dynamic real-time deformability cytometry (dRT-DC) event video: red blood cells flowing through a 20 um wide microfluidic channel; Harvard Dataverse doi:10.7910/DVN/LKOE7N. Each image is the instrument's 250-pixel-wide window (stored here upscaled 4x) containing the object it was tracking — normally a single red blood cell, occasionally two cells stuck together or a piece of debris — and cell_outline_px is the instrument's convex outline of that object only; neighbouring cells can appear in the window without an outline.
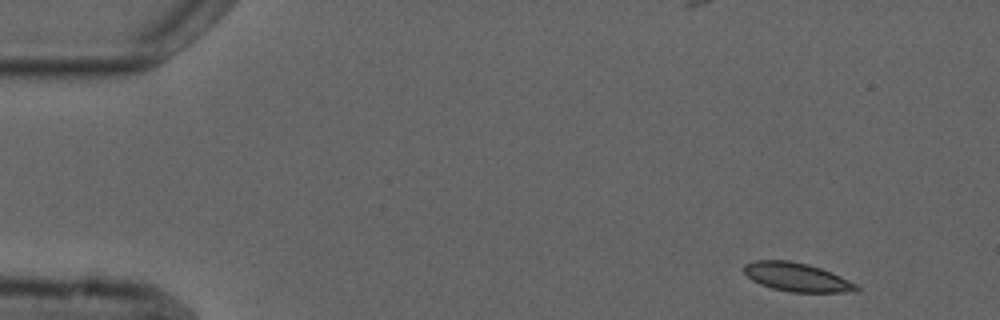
{"species": "common noctule bat (a hibernating species)", "species_latin": "Nyctalus noctula", "temperature_condition": "cold", "stored_images_in_passage": 4, "camera_frame_rate_fps": 3000, "um_per_image_px": 0.085, "animal": {"sex": "male", "forearm_length_mm": 52.5}, "frame": {"image": 1, "passage_image": 1, "time_ms": 0.0, "image_size_px": [1000, 320], "cell_outline_px": [[860, 288], [856, 292], [792, 292], [772, 288], [760, 284], [752, 280], [744, 272], [744, 264], [756, 260], [788, 260], [808, 264], [832, 272], [856, 284]], "centroid_in_image_um": [67.73, 23.55], "position_along_channel_um": 17.3, "area_um2": 18.73}}
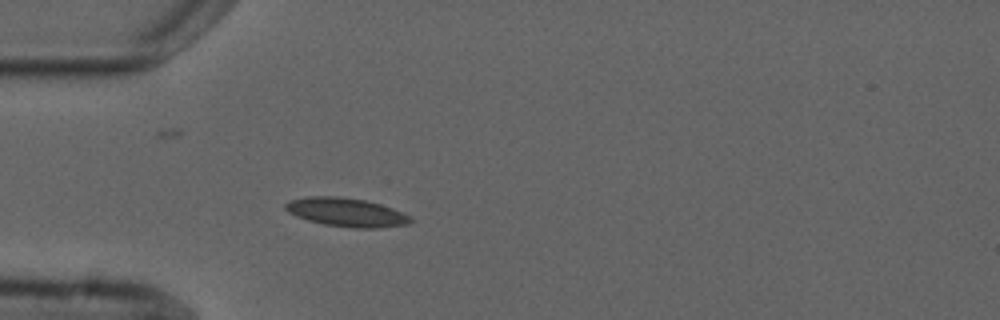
{"frame": {"image": 2, "passage_image": 4, "time_ms": 3.667, "image_size_px": [1000, 320], "cell_outline_px": [[416, 220], [408, 224], [380, 228], [352, 228], [324, 224], [308, 220], [296, 216], [288, 212], [284, 208], [284, 204], [292, 200], [308, 196], [336, 196], [364, 200], [380, 204], [392, 208], [412, 216]], "centroid_in_image_um": [29.48, 18.05], "position_along_channel_um": 55.5, "area_um2": 20.98}}